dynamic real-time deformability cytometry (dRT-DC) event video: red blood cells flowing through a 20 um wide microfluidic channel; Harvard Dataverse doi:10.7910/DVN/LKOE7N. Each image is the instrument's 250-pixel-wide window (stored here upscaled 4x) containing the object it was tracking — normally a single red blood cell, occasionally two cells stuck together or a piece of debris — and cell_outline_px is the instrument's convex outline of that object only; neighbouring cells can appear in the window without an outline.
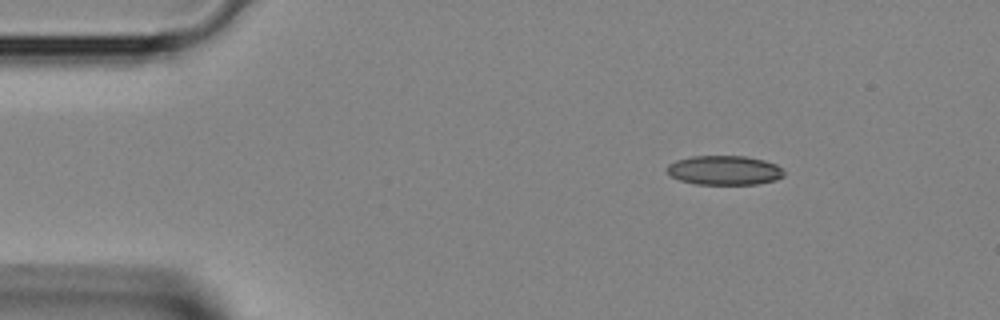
{"species": "Egyptian fruit bat (a non-hibernating species)", "species_latin": "Rousettus aegyptiacus", "temperature_condition": "room temperature", "stored_images_in_passage": 3, "camera_frame_rate_fps": 3000, "um_per_image_px": 0.085, "animal": {"sex": "female"}, "frame": {"image": 1, "passage_image": 1, "time_ms": 0.0, "image_size_px": [1000, 320], "cell_outline_px": [[784, 176], [776, 180], [756, 184], [696, 184], [680, 180], [672, 176], [664, 168], [668, 164], [676, 160], [692, 156], [744, 156], [764, 160], [776, 164], [784, 172]], "centroid_in_image_um": [61.56, 14.47], "position_along_channel_um": 23.4, "area_um2": 20.0}}